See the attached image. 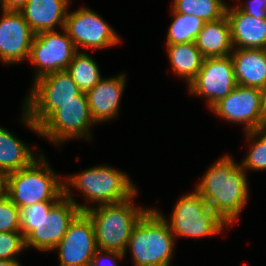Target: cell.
<instances>
[{"label":"cell","mask_w":266,"mask_h":266,"mask_svg":"<svg viewBox=\"0 0 266 266\" xmlns=\"http://www.w3.org/2000/svg\"><path fill=\"white\" fill-rule=\"evenodd\" d=\"M236 84L263 89L266 85V49L234 48L231 53Z\"/></svg>","instance_id":"d6986e66"},{"label":"cell","mask_w":266,"mask_h":266,"mask_svg":"<svg viewBox=\"0 0 266 266\" xmlns=\"http://www.w3.org/2000/svg\"><path fill=\"white\" fill-rule=\"evenodd\" d=\"M55 249L59 255V266H88L91 263L98 248L94 225L85 212L74 218Z\"/></svg>","instance_id":"4fadbf2b"},{"label":"cell","mask_w":266,"mask_h":266,"mask_svg":"<svg viewBox=\"0 0 266 266\" xmlns=\"http://www.w3.org/2000/svg\"><path fill=\"white\" fill-rule=\"evenodd\" d=\"M23 106V121L34 132L62 104L69 101H88L66 70L45 75L34 82Z\"/></svg>","instance_id":"7a4b0ae2"},{"label":"cell","mask_w":266,"mask_h":266,"mask_svg":"<svg viewBox=\"0 0 266 266\" xmlns=\"http://www.w3.org/2000/svg\"><path fill=\"white\" fill-rule=\"evenodd\" d=\"M165 219L148 209L133 227L127 247L134 266H170L175 237Z\"/></svg>","instance_id":"3957f363"},{"label":"cell","mask_w":266,"mask_h":266,"mask_svg":"<svg viewBox=\"0 0 266 266\" xmlns=\"http://www.w3.org/2000/svg\"><path fill=\"white\" fill-rule=\"evenodd\" d=\"M7 187H6V175L0 172V200L6 196Z\"/></svg>","instance_id":"d6a6232c"},{"label":"cell","mask_w":266,"mask_h":266,"mask_svg":"<svg viewBox=\"0 0 266 266\" xmlns=\"http://www.w3.org/2000/svg\"><path fill=\"white\" fill-rule=\"evenodd\" d=\"M125 82V74L108 79L102 78L86 92L90 113L95 123L109 121L117 116Z\"/></svg>","instance_id":"2e32d148"},{"label":"cell","mask_w":266,"mask_h":266,"mask_svg":"<svg viewBox=\"0 0 266 266\" xmlns=\"http://www.w3.org/2000/svg\"><path fill=\"white\" fill-rule=\"evenodd\" d=\"M28 0H3V10L19 11Z\"/></svg>","instance_id":"1f68e13d"},{"label":"cell","mask_w":266,"mask_h":266,"mask_svg":"<svg viewBox=\"0 0 266 266\" xmlns=\"http://www.w3.org/2000/svg\"><path fill=\"white\" fill-rule=\"evenodd\" d=\"M124 255L125 254L118 252V251H107V250L98 249L93 256L91 263L88 266H107L105 265V263L104 265H102L101 261L103 260V258H108V257L114 260V262L112 263V266H117L116 257L119 259H122Z\"/></svg>","instance_id":"4dcf8cb0"},{"label":"cell","mask_w":266,"mask_h":266,"mask_svg":"<svg viewBox=\"0 0 266 266\" xmlns=\"http://www.w3.org/2000/svg\"><path fill=\"white\" fill-rule=\"evenodd\" d=\"M262 100H263V128L266 129V85L262 89Z\"/></svg>","instance_id":"836d02e7"},{"label":"cell","mask_w":266,"mask_h":266,"mask_svg":"<svg viewBox=\"0 0 266 266\" xmlns=\"http://www.w3.org/2000/svg\"><path fill=\"white\" fill-rule=\"evenodd\" d=\"M64 29L77 51L79 46L85 49H102L120 42L114 29L87 7L67 13Z\"/></svg>","instance_id":"8fae6325"},{"label":"cell","mask_w":266,"mask_h":266,"mask_svg":"<svg viewBox=\"0 0 266 266\" xmlns=\"http://www.w3.org/2000/svg\"><path fill=\"white\" fill-rule=\"evenodd\" d=\"M68 184L84 193L88 202L99 205L117 204L137 195L129 177L109 166H95L79 174L66 177Z\"/></svg>","instance_id":"8992f818"},{"label":"cell","mask_w":266,"mask_h":266,"mask_svg":"<svg viewBox=\"0 0 266 266\" xmlns=\"http://www.w3.org/2000/svg\"><path fill=\"white\" fill-rule=\"evenodd\" d=\"M245 170L231 156L214 163L196 187L210 208L228 225L237 220L248 201Z\"/></svg>","instance_id":"6da1fadb"},{"label":"cell","mask_w":266,"mask_h":266,"mask_svg":"<svg viewBox=\"0 0 266 266\" xmlns=\"http://www.w3.org/2000/svg\"><path fill=\"white\" fill-rule=\"evenodd\" d=\"M194 43L205 58L231 55L234 47L227 16L205 22Z\"/></svg>","instance_id":"ffe728a7"},{"label":"cell","mask_w":266,"mask_h":266,"mask_svg":"<svg viewBox=\"0 0 266 266\" xmlns=\"http://www.w3.org/2000/svg\"><path fill=\"white\" fill-rule=\"evenodd\" d=\"M172 14L174 19L168 30L167 44L194 42L205 22L197 16L176 13L173 9Z\"/></svg>","instance_id":"d4e9b609"},{"label":"cell","mask_w":266,"mask_h":266,"mask_svg":"<svg viewBox=\"0 0 266 266\" xmlns=\"http://www.w3.org/2000/svg\"><path fill=\"white\" fill-rule=\"evenodd\" d=\"M231 55L205 58L195 80L189 85L190 93L207 98L208 107L228 96L236 87Z\"/></svg>","instance_id":"5bb4252c"},{"label":"cell","mask_w":266,"mask_h":266,"mask_svg":"<svg viewBox=\"0 0 266 266\" xmlns=\"http://www.w3.org/2000/svg\"><path fill=\"white\" fill-rule=\"evenodd\" d=\"M64 182V195L44 214L36 229L25 238L26 249L34 247L40 251H51L62 240L70 223L80 213L90 208L75 202Z\"/></svg>","instance_id":"ba28073f"},{"label":"cell","mask_w":266,"mask_h":266,"mask_svg":"<svg viewBox=\"0 0 266 266\" xmlns=\"http://www.w3.org/2000/svg\"><path fill=\"white\" fill-rule=\"evenodd\" d=\"M36 158L14 134L0 127V172L5 175L29 166Z\"/></svg>","instance_id":"7402d4cb"},{"label":"cell","mask_w":266,"mask_h":266,"mask_svg":"<svg viewBox=\"0 0 266 266\" xmlns=\"http://www.w3.org/2000/svg\"><path fill=\"white\" fill-rule=\"evenodd\" d=\"M66 71L79 89L85 93L102 79L96 62L88 54L81 51L74 54Z\"/></svg>","instance_id":"603a6c76"},{"label":"cell","mask_w":266,"mask_h":266,"mask_svg":"<svg viewBox=\"0 0 266 266\" xmlns=\"http://www.w3.org/2000/svg\"><path fill=\"white\" fill-rule=\"evenodd\" d=\"M166 222L174 237L187 238L213 236L227 225L196 190L180 197Z\"/></svg>","instance_id":"52a82bcc"},{"label":"cell","mask_w":266,"mask_h":266,"mask_svg":"<svg viewBox=\"0 0 266 266\" xmlns=\"http://www.w3.org/2000/svg\"><path fill=\"white\" fill-rule=\"evenodd\" d=\"M235 7L257 19H266V0H250V3L248 2L244 6L236 5Z\"/></svg>","instance_id":"f546056e"},{"label":"cell","mask_w":266,"mask_h":266,"mask_svg":"<svg viewBox=\"0 0 266 266\" xmlns=\"http://www.w3.org/2000/svg\"><path fill=\"white\" fill-rule=\"evenodd\" d=\"M60 34L57 31H43L35 34L28 59L38 68L35 80L66 70L77 52L65 29Z\"/></svg>","instance_id":"9c48e42d"},{"label":"cell","mask_w":266,"mask_h":266,"mask_svg":"<svg viewBox=\"0 0 266 266\" xmlns=\"http://www.w3.org/2000/svg\"><path fill=\"white\" fill-rule=\"evenodd\" d=\"M0 266H21L17 259L0 260Z\"/></svg>","instance_id":"e575fe53"},{"label":"cell","mask_w":266,"mask_h":266,"mask_svg":"<svg viewBox=\"0 0 266 266\" xmlns=\"http://www.w3.org/2000/svg\"><path fill=\"white\" fill-rule=\"evenodd\" d=\"M35 33L19 11L3 10L0 20V59L5 63L27 60Z\"/></svg>","instance_id":"9a60e30c"},{"label":"cell","mask_w":266,"mask_h":266,"mask_svg":"<svg viewBox=\"0 0 266 266\" xmlns=\"http://www.w3.org/2000/svg\"><path fill=\"white\" fill-rule=\"evenodd\" d=\"M55 202H40L20 208L21 233L26 238L36 229V225L44 214H48L50 207Z\"/></svg>","instance_id":"4316f807"},{"label":"cell","mask_w":266,"mask_h":266,"mask_svg":"<svg viewBox=\"0 0 266 266\" xmlns=\"http://www.w3.org/2000/svg\"><path fill=\"white\" fill-rule=\"evenodd\" d=\"M246 136L252 141L250 151L246 158L241 162V167L246 171L251 170H266V129H258L255 131L246 132Z\"/></svg>","instance_id":"484cf974"},{"label":"cell","mask_w":266,"mask_h":266,"mask_svg":"<svg viewBox=\"0 0 266 266\" xmlns=\"http://www.w3.org/2000/svg\"><path fill=\"white\" fill-rule=\"evenodd\" d=\"M29 166L6 175L7 196L20 209L40 202H56L64 195V182L42 154Z\"/></svg>","instance_id":"277c9868"},{"label":"cell","mask_w":266,"mask_h":266,"mask_svg":"<svg viewBox=\"0 0 266 266\" xmlns=\"http://www.w3.org/2000/svg\"><path fill=\"white\" fill-rule=\"evenodd\" d=\"M171 67L176 75L183 77L188 86L195 80L205 57L194 42L166 44Z\"/></svg>","instance_id":"44dd1931"},{"label":"cell","mask_w":266,"mask_h":266,"mask_svg":"<svg viewBox=\"0 0 266 266\" xmlns=\"http://www.w3.org/2000/svg\"><path fill=\"white\" fill-rule=\"evenodd\" d=\"M92 119L88 101H69L54 111L38 128L39 135L54 144L73 138H90Z\"/></svg>","instance_id":"30bf717a"},{"label":"cell","mask_w":266,"mask_h":266,"mask_svg":"<svg viewBox=\"0 0 266 266\" xmlns=\"http://www.w3.org/2000/svg\"><path fill=\"white\" fill-rule=\"evenodd\" d=\"M0 4L2 5V11H3V0H0Z\"/></svg>","instance_id":"d590c367"},{"label":"cell","mask_w":266,"mask_h":266,"mask_svg":"<svg viewBox=\"0 0 266 266\" xmlns=\"http://www.w3.org/2000/svg\"><path fill=\"white\" fill-rule=\"evenodd\" d=\"M134 197L135 195L121 203L98 205V208L90 207L84 211L94 225L99 250L126 253L133 227L148 210L134 206L131 202Z\"/></svg>","instance_id":"5b68a950"},{"label":"cell","mask_w":266,"mask_h":266,"mask_svg":"<svg viewBox=\"0 0 266 266\" xmlns=\"http://www.w3.org/2000/svg\"><path fill=\"white\" fill-rule=\"evenodd\" d=\"M25 249L21 232H0V260L17 259L16 255Z\"/></svg>","instance_id":"f1b7e54d"},{"label":"cell","mask_w":266,"mask_h":266,"mask_svg":"<svg viewBox=\"0 0 266 266\" xmlns=\"http://www.w3.org/2000/svg\"><path fill=\"white\" fill-rule=\"evenodd\" d=\"M172 8L176 13L197 16L204 22H211L226 15L227 4L223 0H174Z\"/></svg>","instance_id":"cb8c5ba5"},{"label":"cell","mask_w":266,"mask_h":266,"mask_svg":"<svg viewBox=\"0 0 266 266\" xmlns=\"http://www.w3.org/2000/svg\"><path fill=\"white\" fill-rule=\"evenodd\" d=\"M0 232H21L20 209L7 195L0 200Z\"/></svg>","instance_id":"83f0119b"},{"label":"cell","mask_w":266,"mask_h":266,"mask_svg":"<svg viewBox=\"0 0 266 266\" xmlns=\"http://www.w3.org/2000/svg\"><path fill=\"white\" fill-rule=\"evenodd\" d=\"M226 16L234 48L266 49V19H257L235 6L231 9L228 5Z\"/></svg>","instance_id":"e0dca14e"},{"label":"cell","mask_w":266,"mask_h":266,"mask_svg":"<svg viewBox=\"0 0 266 266\" xmlns=\"http://www.w3.org/2000/svg\"><path fill=\"white\" fill-rule=\"evenodd\" d=\"M210 109L225 120L243 123L245 132L263 128L262 89L236 85Z\"/></svg>","instance_id":"7c38bea8"},{"label":"cell","mask_w":266,"mask_h":266,"mask_svg":"<svg viewBox=\"0 0 266 266\" xmlns=\"http://www.w3.org/2000/svg\"><path fill=\"white\" fill-rule=\"evenodd\" d=\"M70 0H28L19 10L35 34L65 27Z\"/></svg>","instance_id":"ac0fdd59"}]
</instances>
